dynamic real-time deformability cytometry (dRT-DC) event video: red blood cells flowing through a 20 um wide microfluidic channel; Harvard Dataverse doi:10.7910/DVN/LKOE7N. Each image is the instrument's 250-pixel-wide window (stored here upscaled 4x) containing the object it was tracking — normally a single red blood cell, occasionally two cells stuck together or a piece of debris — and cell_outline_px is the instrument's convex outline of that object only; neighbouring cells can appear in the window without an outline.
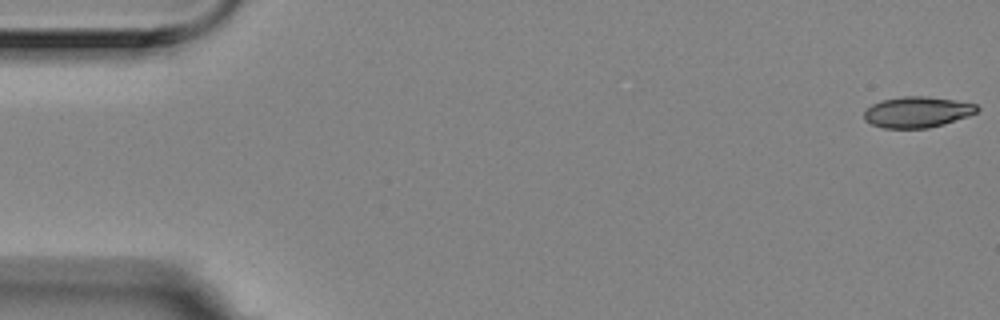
{"species": "Egyptian fruit bat (a non-hibernating species)", "species_latin": "Rousettus aegyptiacus", "temperature_condition": "room temperature", "stored_images_in_passage": 56, "camera_frame_rate_fps": 3000, "um_per_image_px": 0.085, "animal": {"sex": "female"}, "frame": {"image": 1, "passage_image": 1, "time_ms": 0.0, "image_size_px": [1000, 320], "cell_outline_px": [[980, 108], [976, 112], [968, 116], [944, 124], [928, 128], [884, 128], [872, 124], [864, 120], [864, 112], [872, 104], [880, 100], [900, 96], [924, 96], [952, 100], [976, 104]], "centroid_in_image_um": [77.94, 9.52], "position_along_channel_um": 7.1, "area_um2": 20.29}}
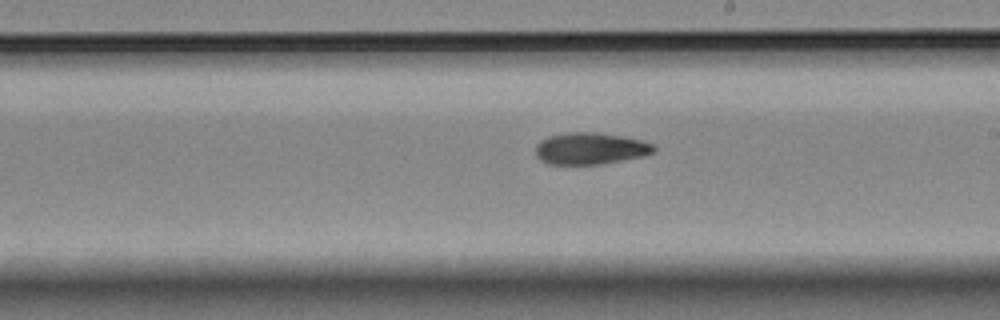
{"frame": {"image": 2, "passage_image": 32, "time_ms": 10.333, "image_size_px": [1000, 320], "cell_outline_px": [[656, 148], [652, 152], [644, 156], [600, 164], [548, 164], [540, 160], [536, 156], [536, 144], [540, 140], [548, 136], [564, 132], [596, 132], [624, 136], [656, 144]], "centroid_in_image_um": [50.16, 12.61], "position_along_channel_um": 238.8, "area_um2": 22.08}}
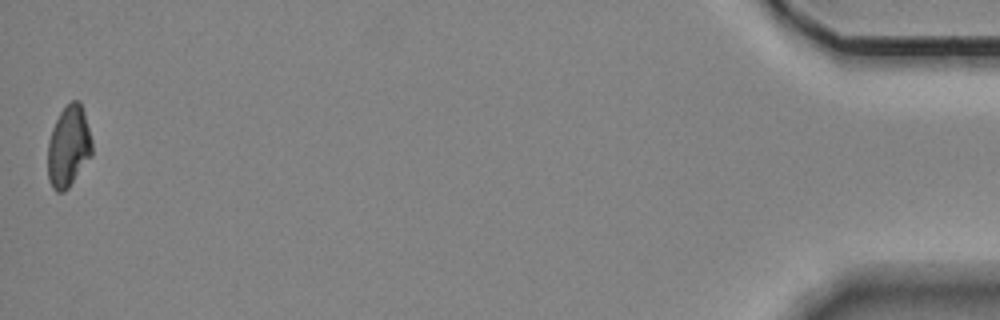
{"frame": {"image": 3, "passage_image": 56, "time_ms": 18.333, "image_size_px": [1000, 320], "cell_outline_px": [[92, 156], [68, 188], [64, 192], [56, 192], [52, 188], [48, 180], [48, 140], [52, 128], [60, 112], [72, 100], [80, 100], [84, 112], [92, 140]], "centroid_in_image_um": [5.83, 12.47], "position_along_channel_um": 429.4, "area_um2": 21.1}, "authors_computed_cell_mechanics": {"area_um2": 21.4438, "velocity_mm_per_s": 3.5555, "shape_relaxation_time_tau1_ms": 6.2365, "shape_relaxation_time_tau2_ms": null, "deformation_change_tau1": 0.183, "deformation_change_tau2": null}}